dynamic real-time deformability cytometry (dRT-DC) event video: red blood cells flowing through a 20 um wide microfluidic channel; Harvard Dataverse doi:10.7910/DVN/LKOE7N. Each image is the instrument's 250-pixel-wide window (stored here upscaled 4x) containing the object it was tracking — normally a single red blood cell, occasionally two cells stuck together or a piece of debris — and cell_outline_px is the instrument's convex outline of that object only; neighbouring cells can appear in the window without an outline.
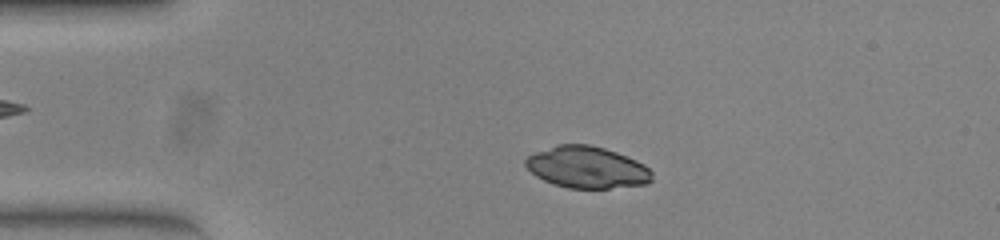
{"species": "common noctule bat (a hibernating species)", "species_latin": "Nyctalus noctula", "temperature_condition": "warm", "stored_images_in_passage": 48, "camera_frame_rate_fps": 3000, "um_per_image_px": 0.085, "animal": {"sex": "female", "body_mass_g": 23.0, "forearm_length_mm": 53.4}, "frame": {"image": 1, "passage_image": 7, "time_ms": 2.0, "image_size_px": [1000, 240], "cell_outline_px": [[652, 180], [648, 184], [608, 188], [568, 188], [552, 184], [536, 176], [524, 164], [524, 160], [528, 156], [536, 152], [556, 144], [588, 144], [604, 148], [616, 152], [636, 160], [644, 164], [652, 172]], "centroid_in_image_um": [49.89, 14.22], "position_along_channel_um": 35.1, "area_um2": 30.75}}